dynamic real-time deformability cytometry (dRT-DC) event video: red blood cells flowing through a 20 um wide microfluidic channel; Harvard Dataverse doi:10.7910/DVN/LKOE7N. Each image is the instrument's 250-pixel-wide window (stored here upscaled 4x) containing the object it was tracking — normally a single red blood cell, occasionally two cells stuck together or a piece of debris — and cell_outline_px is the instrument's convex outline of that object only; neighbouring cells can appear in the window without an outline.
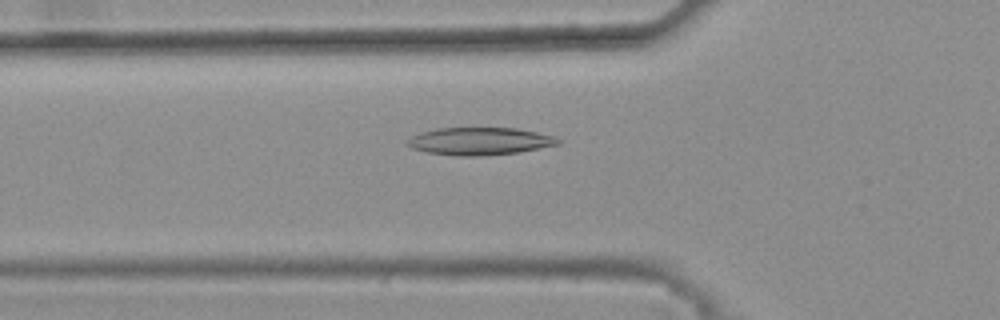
{"species": "common noctule bat (a hibernating species)", "species_latin": "Nyctalus noctula", "temperature_condition": "warm", "stored_images_in_passage": 31, "camera_frame_rate_fps": 3000, "um_per_image_px": 0.085, "animal": {"sex": "female", "body_mass_g": 25.1}, "frame": {"image": 1, "passage_image": 18, "time_ms": 5.667, "image_size_px": [1000, 320], "cell_outline_px": [[564, 140], [560, 144], [520, 152], [480, 156], [456, 156], [428, 152], [412, 148], [404, 144], [404, 140], [420, 132], [436, 128], [516, 128], [556, 136]], "centroid_in_image_um": [40.78, 12.0], "position_along_channel_um": 85.0, "area_um2": 24.51}}
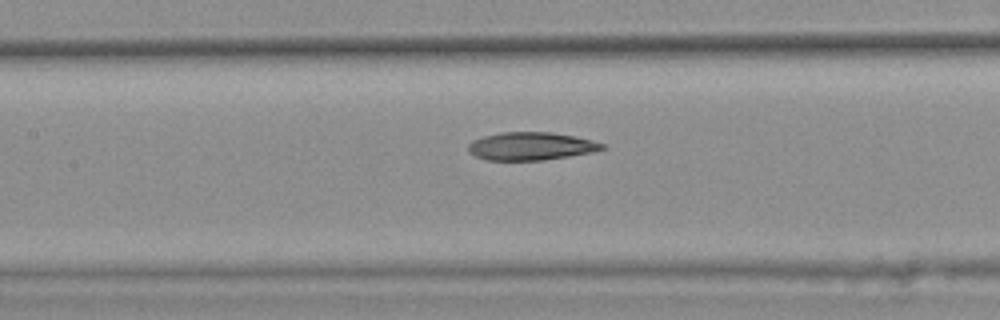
{"frame": {"image": 2, "passage_image": 24, "time_ms": 7.667, "image_size_px": [1000, 320], "cell_outline_px": [[604, 148], [592, 152], [544, 160], [488, 160], [476, 156], [468, 152], [468, 144], [472, 140], [484, 136], [500, 132], [552, 132], [576, 136], [592, 140], [604, 144]], "centroid_in_image_um": [45.11, 12.42], "position_along_channel_um": 162.3, "area_um2": 21.79}}
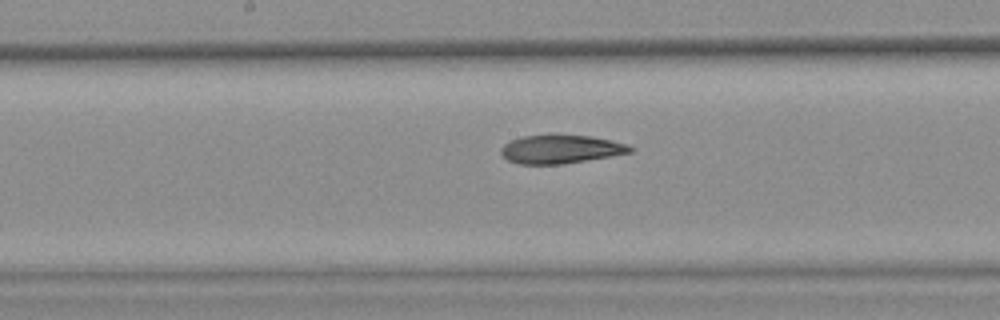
{"frame": {"image": 3, "passage_image": 27, "time_ms": 8.667, "image_size_px": [1000, 320], "cell_outline_px": [[636, 148], [632, 152], [612, 156], [564, 164], [516, 164], [508, 160], [500, 152], [500, 148], [504, 144], [512, 140], [524, 136], [552, 132], [592, 136], [612, 140], [628, 144]], "centroid_in_image_um": [47.69, 12.65], "position_along_channel_um": 200.5, "area_um2": 22.31}}